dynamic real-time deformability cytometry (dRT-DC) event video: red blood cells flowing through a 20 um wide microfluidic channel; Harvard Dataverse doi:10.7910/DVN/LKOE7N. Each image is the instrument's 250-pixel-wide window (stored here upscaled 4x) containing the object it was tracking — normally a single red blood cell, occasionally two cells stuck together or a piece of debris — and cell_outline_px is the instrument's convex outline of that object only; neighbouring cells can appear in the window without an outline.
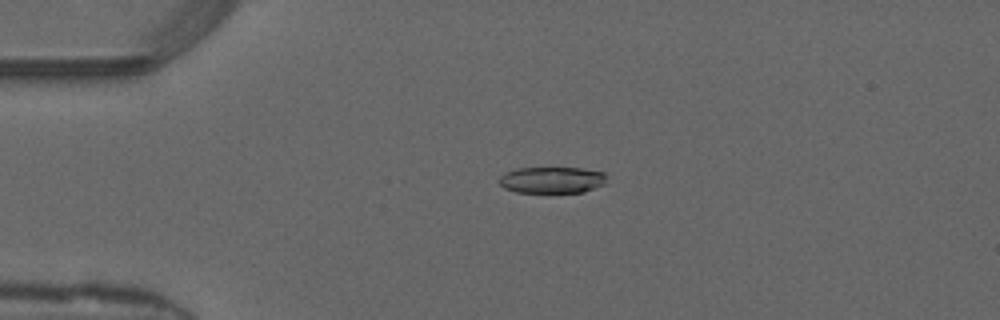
{"species": "common noctule bat (a hibernating species)", "species_latin": "Nyctalus noctula", "temperature_condition": "warm", "stored_images_in_passage": 50, "camera_frame_rate_fps": 3000, "um_per_image_px": 0.085, "animal": {"sex": "male", "forearm_length_mm": 52.5}, "frame": {"image": 1, "passage_image": 12, "time_ms": 3.667, "image_size_px": [1000, 320], "cell_outline_px": [[604, 184], [584, 192], [516, 192], [504, 188], [500, 184], [500, 176], [504, 172], [516, 168], [580, 168], [604, 172]], "centroid_in_image_um": [46.87, 15.29], "position_along_channel_um": 38.1, "area_um2": 16.42}}
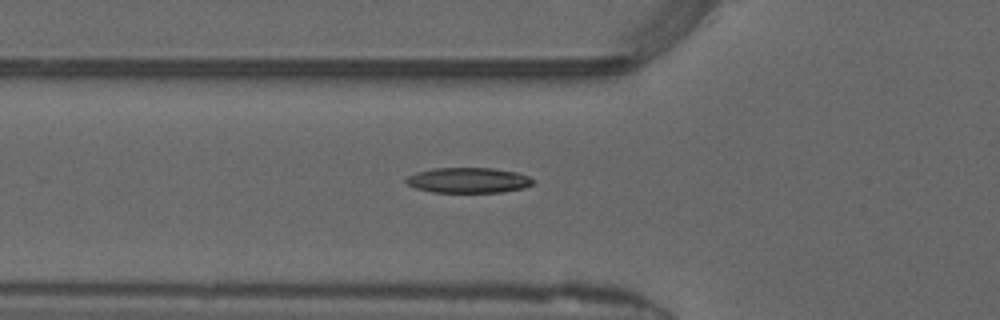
{"frame": {"image": 2, "passage_image": 18, "time_ms": 5.667, "image_size_px": [1000, 320], "cell_outline_px": [[532, 184], [524, 188], [500, 192], [432, 192], [416, 188], [408, 184], [404, 180], [408, 176], [416, 172], [432, 168], [492, 168], [516, 172], [528, 176], [532, 180]], "centroid_in_image_um": [39.77, 15.32], "position_along_channel_um": 86.0, "area_um2": 18.61}}
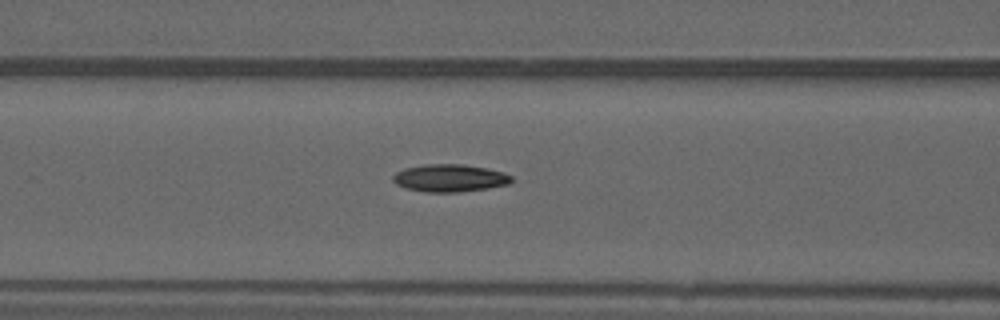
{"frame": {"image": 3, "passage_image": 21, "time_ms": 6.667, "image_size_px": [1000, 320], "cell_outline_px": [[512, 180], [508, 184], [488, 188], [456, 192], [424, 192], [404, 188], [396, 184], [392, 180], [392, 176], [396, 172], [404, 168], [424, 164], [460, 164], [484, 168], [504, 172], [512, 176]], "centroid_in_image_um": [38.18, 15.13], "position_along_channel_um": 128.4, "area_um2": 19.02}, "authors_computed_cell_mechanics": {"area_um2": 18.2359, "velocity_mm_per_s": 4.1699, "shape_relaxation_time_tau1_ms": 8.4268, "shape_relaxation_time_tau2_ms": 3.1519, "deformation_change_tau1": 0.2245, "deformation_change_tau2": 0.1132}}